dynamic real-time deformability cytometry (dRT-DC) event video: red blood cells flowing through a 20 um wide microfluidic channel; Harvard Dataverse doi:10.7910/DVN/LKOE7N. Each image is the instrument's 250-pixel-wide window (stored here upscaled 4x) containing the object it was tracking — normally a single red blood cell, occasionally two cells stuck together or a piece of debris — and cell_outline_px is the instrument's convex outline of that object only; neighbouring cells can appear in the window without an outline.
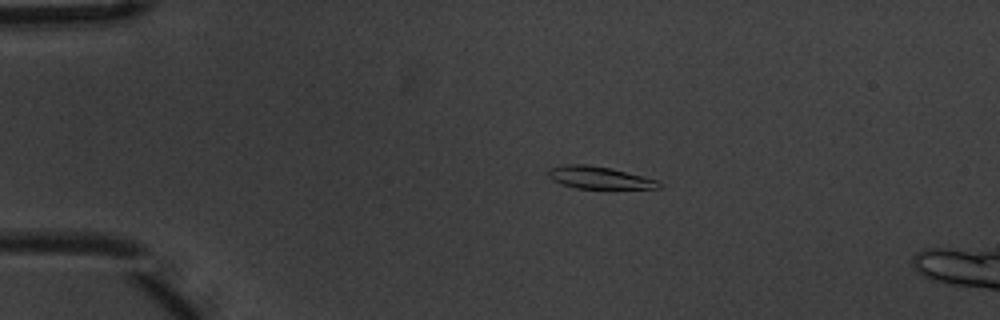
{"species": "common noctule bat (a hibernating species)", "species_latin": "Nyctalus noctula", "temperature_condition": "warm", "stored_images_in_passage": 5, "camera_frame_rate_fps": 3000, "um_per_image_px": 0.085, "animal": {"sex": "male", "body_mass_g": 20.1, "forearm_length_mm": 53.5}, "frame": {"image": 1, "passage_image": 3, "time_ms": 0.667, "image_size_px": [1000, 320], "cell_outline_px": [[660, 188], [576, 188], [552, 180], [548, 176], [548, 172], [552, 168], [564, 164], [584, 164], [608, 168], [656, 180], [660, 184]], "centroid_in_image_um": [50.87, 15.1], "position_along_channel_um": 34.1, "area_um2": 13.76}}